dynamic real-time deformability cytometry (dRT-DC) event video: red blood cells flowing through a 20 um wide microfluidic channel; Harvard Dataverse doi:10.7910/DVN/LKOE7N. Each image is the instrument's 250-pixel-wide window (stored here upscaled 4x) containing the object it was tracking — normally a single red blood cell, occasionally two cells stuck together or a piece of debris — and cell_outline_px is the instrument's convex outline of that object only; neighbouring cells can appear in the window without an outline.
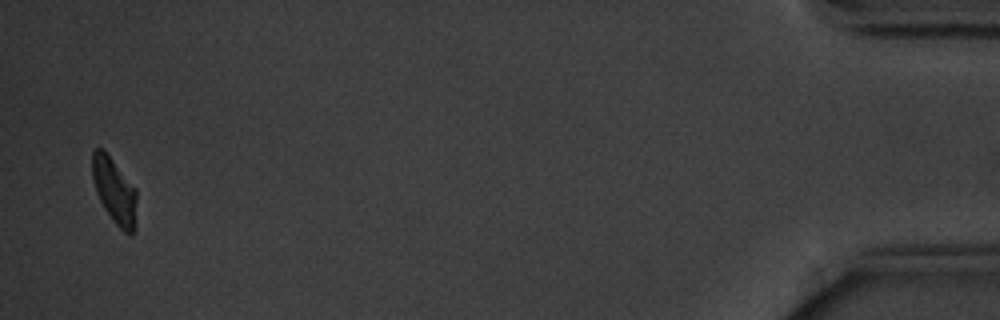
{"species": "common noctule bat (a hibernating species)", "species_latin": "Nyctalus noctula", "temperature_condition": "cold", "stored_images_in_passage": 14, "camera_frame_rate_fps": 3000, "um_per_image_px": 0.085, "animal": {"sex": "male", "body_mass_g": 20.1, "forearm_length_mm": 53.5}, "frame": {"image": 1, "passage_image": 14, "time_ms": 17.0, "image_size_px": [1000, 320], "cell_outline_px": [[136, 228], [132, 236], [124, 232], [112, 220], [104, 208], [96, 192], [92, 176], [92, 152], [96, 148], [104, 148], [136, 188]], "centroid_in_image_um": [9.74, 16.22], "position_along_channel_um": 425.5, "area_um2": 17.34}, "authors_computed_cell_mechanics": {"area_um2": 19.4786, "velocity_mm_per_s": 3.5424, "shape_relaxation_time_tau1_ms": 1.6723, "shape_relaxation_time_tau2_ms": null, "deformation_change_tau1": 0.0777, "deformation_change_tau2": null}}